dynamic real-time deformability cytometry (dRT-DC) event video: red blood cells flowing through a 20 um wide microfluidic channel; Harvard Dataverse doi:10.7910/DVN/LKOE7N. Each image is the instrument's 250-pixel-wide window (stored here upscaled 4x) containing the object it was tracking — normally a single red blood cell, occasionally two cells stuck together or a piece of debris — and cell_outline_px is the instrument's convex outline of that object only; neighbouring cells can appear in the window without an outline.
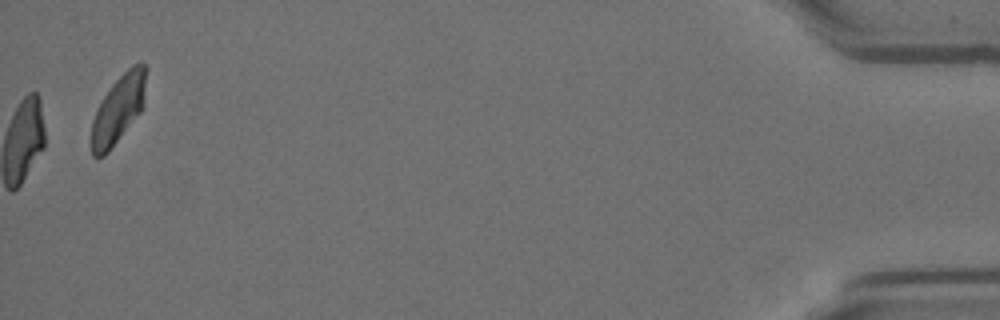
{"species": "Egyptian fruit bat (a non-hibernating species)", "species_latin": "Rousettus aegyptiacus", "temperature_condition": "room temperature", "stored_images_in_passage": 14, "camera_frame_rate_fps": 3000, "um_per_image_px": 0.085, "animal": {"sex": "female"}, "frame": {"image": 1, "passage_image": 14, "time_ms": 4.333, "image_size_px": [1000, 320], "cell_outline_px": [[144, 104], [140, 112], [108, 152], [104, 156], [92, 156], [92, 120], [104, 96], [112, 84], [132, 64], [140, 60], [144, 64]], "centroid_in_image_um": [10.05, 9.27], "position_along_channel_um": 425.1, "area_um2": 20.98}}